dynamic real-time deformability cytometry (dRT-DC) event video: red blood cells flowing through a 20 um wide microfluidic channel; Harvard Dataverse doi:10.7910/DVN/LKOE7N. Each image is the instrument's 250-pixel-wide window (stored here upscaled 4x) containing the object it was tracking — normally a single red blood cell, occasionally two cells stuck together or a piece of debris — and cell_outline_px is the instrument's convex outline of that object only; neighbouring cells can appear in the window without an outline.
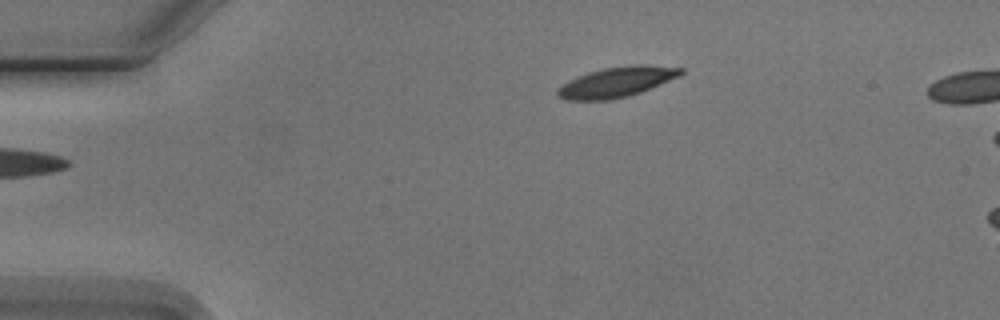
{"species": "Egyptian fruit bat (a non-hibernating species)", "species_latin": "Rousettus aegyptiacus", "temperature_condition": "cold", "stored_images_in_passage": 5, "camera_frame_rate_fps": 3000, "um_per_image_px": 0.085, "animal": {"sex": "male"}, "frame": {"image": 1, "passage_image": 5, "time_ms": 5.667, "image_size_px": [1000, 320], "cell_outline_px": [[684, 72], [680, 76], [640, 92], [628, 96], [612, 100], [568, 100], [556, 96], [556, 92], [568, 80], [588, 72], [604, 68], [632, 64], [648, 64], [684, 68]], "centroid_in_image_um": [52.44, 6.96], "position_along_channel_um": 32.6, "area_um2": 21.73}}